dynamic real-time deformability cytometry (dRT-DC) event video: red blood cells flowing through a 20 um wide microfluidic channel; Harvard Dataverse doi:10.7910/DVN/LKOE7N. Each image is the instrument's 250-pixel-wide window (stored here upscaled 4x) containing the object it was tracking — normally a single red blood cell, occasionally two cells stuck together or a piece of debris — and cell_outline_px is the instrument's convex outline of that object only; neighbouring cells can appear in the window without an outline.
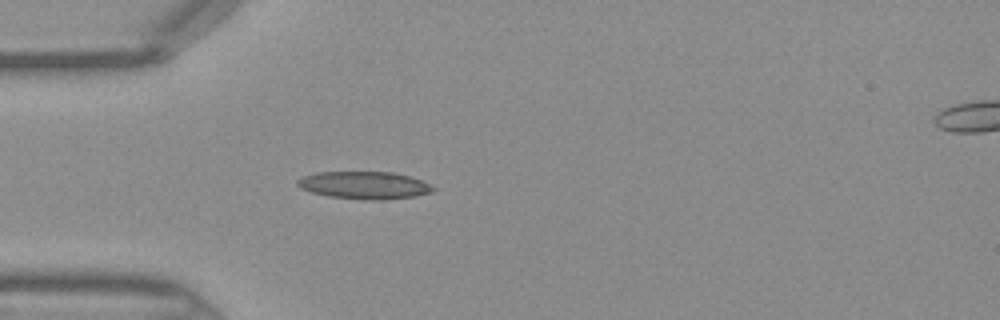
{"species": "Egyptian fruit bat (a non-hibernating species)", "species_latin": "Rousettus aegyptiacus", "temperature_condition": "warm", "stored_images_in_passage": 44, "camera_frame_rate_fps": 3000, "um_per_image_px": 0.085, "frame": {"image": 1, "passage_image": 12, "time_ms": 3.667, "image_size_px": [1000, 320], "cell_outline_px": [[436, 188], [432, 192], [416, 196], [384, 200], [364, 200], [328, 196], [312, 192], [300, 188], [296, 184], [296, 180], [304, 176], [316, 172], [392, 172], [408, 176], [420, 180]], "centroid_in_image_um": [30.95, 15.75], "position_along_channel_um": 54.0, "area_um2": 21.73}}
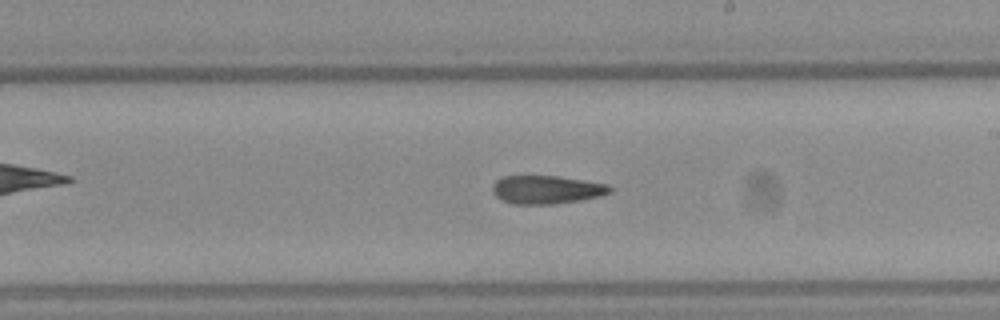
{"frame": {"image": 2, "passage_image": 25, "time_ms": 8.0, "image_size_px": [1000, 320], "cell_outline_px": [[612, 192], [600, 196], [580, 200], [556, 204], [512, 204], [496, 196], [492, 192], [492, 184], [496, 180], [504, 176], [556, 176], [608, 184], [612, 188]], "centroid_in_image_um": [46.45, 16.12], "position_along_channel_um": 242.5, "area_um2": 19.36}}
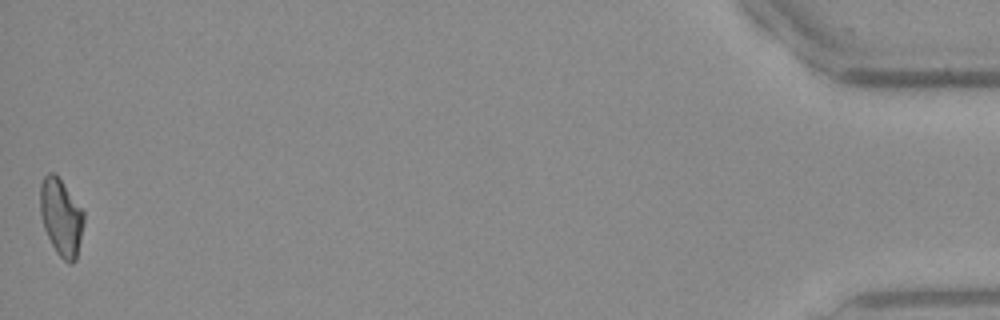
{"frame": {"image": 3, "passage_image": 44, "time_ms": 14.333, "image_size_px": [1000, 320], "cell_outline_px": [[84, 220], [76, 260], [72, 264], [68, 264], [56, 252], [44, 228], [40, 212], [40, 184], [44, 176], [48, 172], [56, 172], [84, 212]], "centroid_in_image_um": [5.19, 18.43], "position_along_channel_um": 430.0, "area_um2": 19.59}}